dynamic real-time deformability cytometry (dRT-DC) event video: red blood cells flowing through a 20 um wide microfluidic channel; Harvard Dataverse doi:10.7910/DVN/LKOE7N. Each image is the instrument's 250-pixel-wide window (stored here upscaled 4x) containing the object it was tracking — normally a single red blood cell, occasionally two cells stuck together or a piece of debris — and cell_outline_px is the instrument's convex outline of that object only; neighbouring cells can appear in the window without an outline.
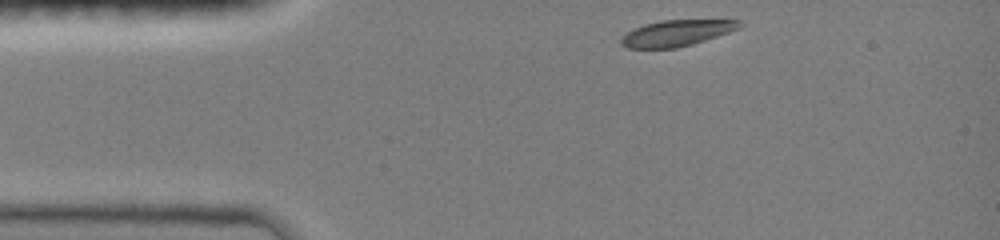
{"species": "common noctule bat (a hibernating species)", "species_latin": "Nyctalus noctula", "temperature_condition": "room temperature", "stored_images_in_passage": 17, "camera_frame_rate_fps": 3000, "um_per_image_px": 0.085, "animal": {"sex": "female", "body_mass_g": 19.0, "forearm_length_mm": 51.5}, "frame": {"image": 1, "passage_image": 1, "time_ms": 0.0, "image_size_px": [1000, 240], "cell_outline_px": [[744, 24], [740, 28], [692, 44], [676, 48], [628, 48], [620, 44], [620, 40], [628, 32], [644, 24], [660, 20], [740, 20]], "centroid_in_image_um": [57.52, 2.8], "position_along_channel_um": 27.5, "area_um2": 17.8}}
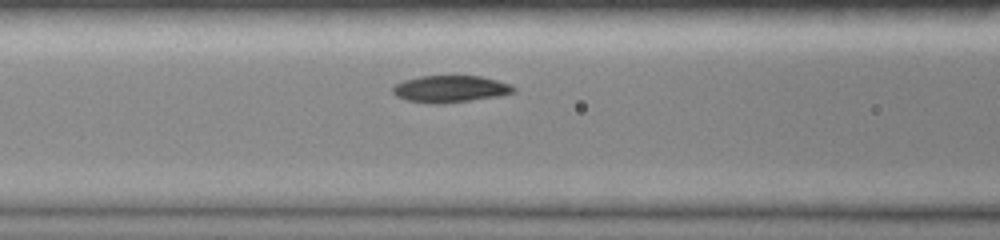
{"frame": {"image": 2, "passage_image": 12, "time_ms": 3.667, "image_size_px": [1000, 240], "cell_outline_px": [[516, 92], [500, 96], [444, 104], [432, 104], [404, 100], [396, 96], [392, 92], [392, 88], [396, 84], [404, 80], [420, 76], [480, 76], [496, 80], [508, 84], [516, 88]], "centroid_in_image_um": [38.25, 7.57], "position_along_channel_um": 128.3, "area_um2": 19.07}}
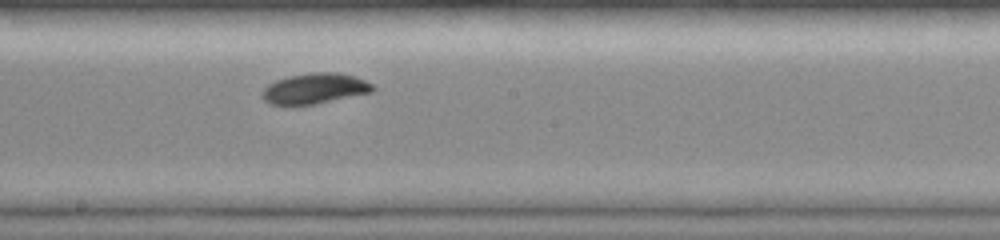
{"frame": {"image": 3, "passage_image": 17, "time_ms": 5.333, "image_size_px": [1000, 240], "cell_outline_px": [[376, 88], [372, 92], [316, 104], [268, 104], [260, 96], [264, 88], [268, 84], [276, 80], [288, 76], [312, 72], [336, 72], [352, 76], [364, 80], [372, 84]], "centroid_in_image_um": [26.73, 7.52], "position_along_channel_um": 221.5, "area_um2": 19.59}}